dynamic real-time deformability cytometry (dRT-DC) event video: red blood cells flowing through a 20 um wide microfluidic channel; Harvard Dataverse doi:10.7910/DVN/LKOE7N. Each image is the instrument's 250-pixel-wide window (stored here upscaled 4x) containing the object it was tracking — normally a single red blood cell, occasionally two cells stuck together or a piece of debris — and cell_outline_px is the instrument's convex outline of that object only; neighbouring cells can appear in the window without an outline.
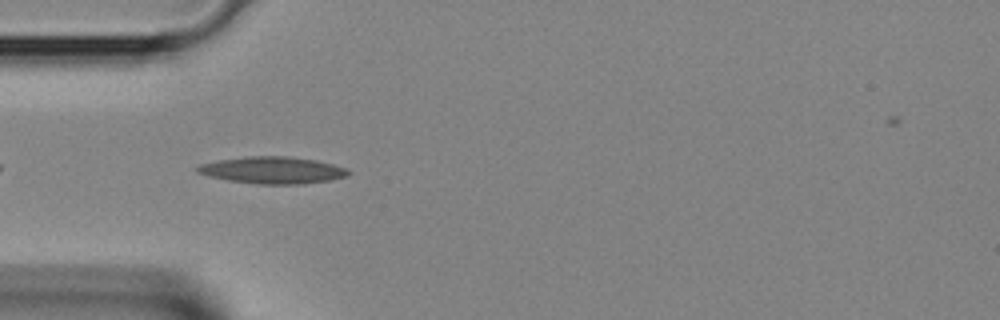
{"species": "Egyptian fruit bat (a non-hibernating species)", "species_latin": "Rousettus aegyptiacus", "temperature_condition": "room temperature", "stored_images_in_passage": 30, "camera_frame_rate_fps": 3000, "um_per_image_px": 0.085, "animal": {"sex": "female"}, "frame": {"image": 1, "passage_image": 2, "time_ms": 0.333, "image_size_px": [1000, 320], "cell_outline_px": [[352, 172], [348, 176], [332, 180], [300, 184], [260, 184], [228, 180], [208, 176], [196, 172], [196, 168], [200, 164], [220, 160], [248, 156], [288, 156], [316, 160], [348, 168]], "centroid_in_image_um": [23.21, 14.46], "position_along_channel_um": 61.8, "area_um2": 23.7}}
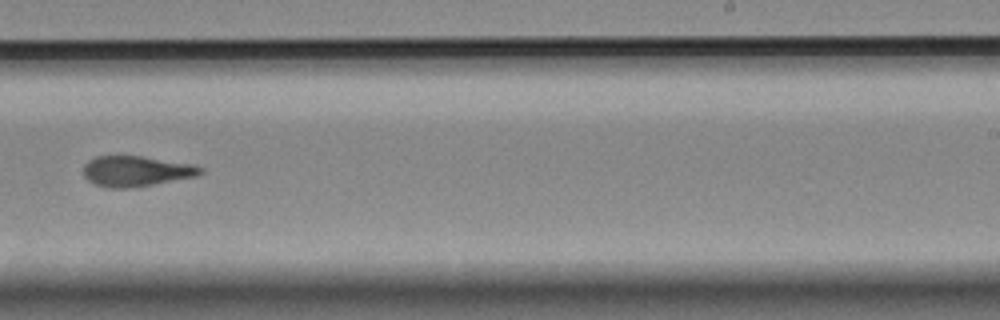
{"frame": {"image": 2, "passage_image": 15, "time_ms": 4.667, "image_size_px": [1000, 320], "cell_outline_px": [[204, 172], [196, 176], [132, 188], [112, 188], [96, 184], [88, 180], [84, 176], [84, 164], [88, 160], [96, 156], [140, 156], [196, 164], [204, 168]], "centroid_in_image_um": [11.6, 14.54], "position_along_channel_um": 277.4, "area_um2": 20.81}}
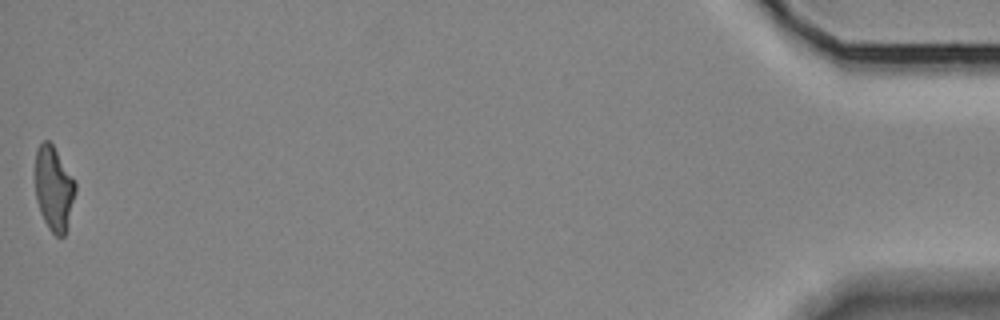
{"frame": {"image": 3, "passage_image": 30, "time_ms": 9.667, "image_size_px": [1000, 320], "cell_outline_px": [[76, 192], [64, 236], [56, 236], [48, 228], [40, 212], [36, 200], [36, 148], [44, 140], [48, 140], [52, 144], [76, 180]], "centroid_in_image_um": [4.59, 16.01], "position_along_channel_um": 430.6, "area_um2": 19.71}}